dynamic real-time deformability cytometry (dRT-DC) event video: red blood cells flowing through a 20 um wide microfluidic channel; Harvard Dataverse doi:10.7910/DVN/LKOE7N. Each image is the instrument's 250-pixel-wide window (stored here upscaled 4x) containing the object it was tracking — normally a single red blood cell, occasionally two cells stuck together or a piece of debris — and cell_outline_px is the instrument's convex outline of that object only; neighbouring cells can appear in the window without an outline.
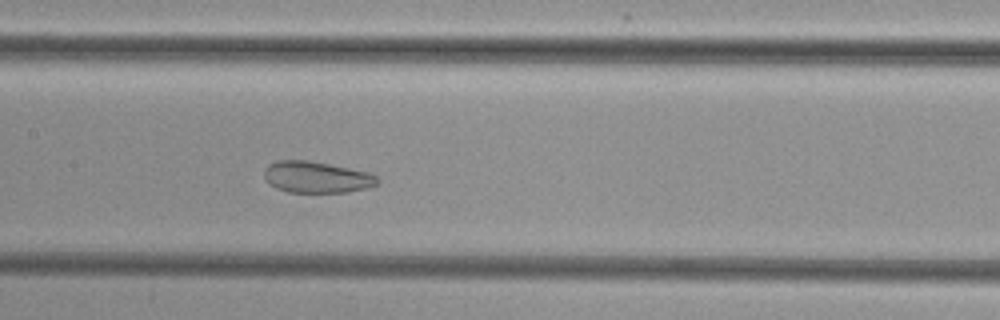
{"species": "common noctule bat (a hibernating species)", "species_latin": "Nyctalus noctula", "temperature_condition": "cold", "stored_images_in_passage": 36, "camera_frame_rate_fps": 3000, "um_per_image_px": 0.085, "animal": {"sex": "female", "body_mass_g": 29.2, "forearm_length_mm": 56.3}, "frame": {"image": 1, "passage_image": 17, "time_ms": 5.333, "image_size_px": [1000, 320], "cell_outline_px": [[380, 180], [376, 184], [368, 188], [348, 192], [288, 192], [276, 188], [268, 184], [264, 180], [264, 168], [268, 164], [276, 160], [308, 160], [368, 172], [376, 176]], "centroid_in_image_um": [26.86, 15.06], "position_along_channel_um": 180.5, "area_um2": 20.87}}
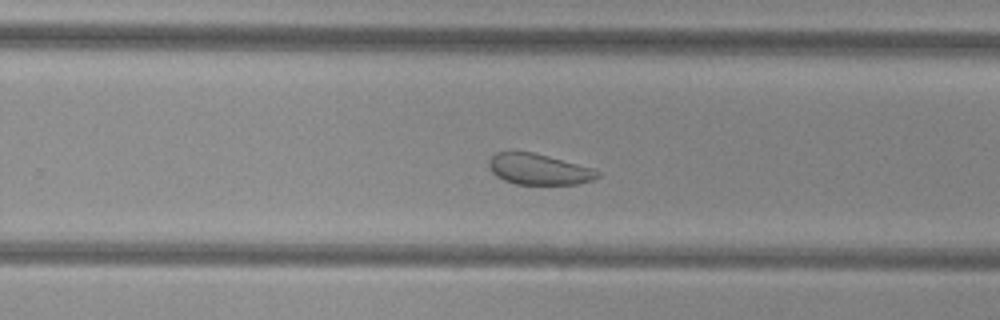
{"frame": {"image": 2, "passage_image": 25, "time_ms": 8.0, "image_size_px": [1000, 320], "cell_outline_px": [[600, 176], [592, 180], [576, 184], [516, 184], [504, 180], [496, 176], [492, 172], [488, 164], [488, 160], [496, 152], [532, 152], [548, 156], [592, 168], [600, 172]], "centroid_in_image_um": [45.78, 14.39], "position_along_channel_um": 284.0, "area_um2": 19.36}}
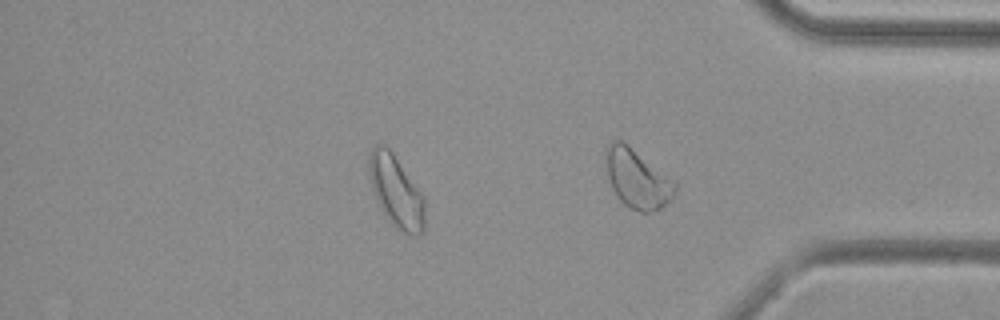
{"frame": {"image": 3, "passage_image": 33, "time_ms": 10.667, "image_size_px": [1000, 320], "cell_outline_px": [[424, 232], [420, 236], [412, 236], [400, 232], [384, 216], [376, 200], [372, 188], [368, 172], [368, 160], [372, 148], [376, 144], [384, 144], [392, 152], [424, 196]], "centroid_in_image_um": [33.66, 16.32], "position_along_channel_um": 401.5, "area_um2": 23.64}}